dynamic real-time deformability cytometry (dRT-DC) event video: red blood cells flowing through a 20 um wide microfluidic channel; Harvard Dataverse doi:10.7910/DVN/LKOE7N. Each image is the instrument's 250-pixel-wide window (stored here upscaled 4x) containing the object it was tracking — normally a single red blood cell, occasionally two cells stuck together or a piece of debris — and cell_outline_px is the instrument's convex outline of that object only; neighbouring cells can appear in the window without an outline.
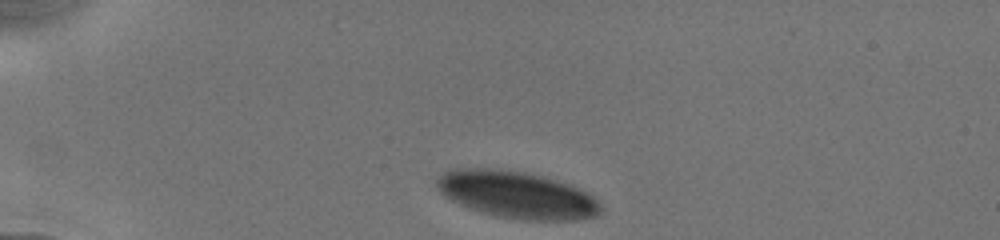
{"species": "human", "species_latin": "Homo sapiens", "temperature_condition": "cold", "stored_images_in_passage": 7, "camera_frame_rate_fps": 3000, "um_per_image_px": 0.085, "donor": {"sex": "male"}, "frame": {"image": 1, "passage_image": 1, "time_ms": 0.0, "image_size_px": [1000, 240], "cell_outline_px": [[604, 212], [596, 216], [580, 220], [520, 220], [496, 216], [460, 204], [444, 196], [436, 188], [436, 180], [444, 172], [452, 168], [488, 168], [524, 172], [556, 180], [580, 188], [588, 192], [600, 204]], "centroid_in_image_um": [43.95, 16.56], "position_along_channel_um": 41.0, "area_um2": 44.91}}